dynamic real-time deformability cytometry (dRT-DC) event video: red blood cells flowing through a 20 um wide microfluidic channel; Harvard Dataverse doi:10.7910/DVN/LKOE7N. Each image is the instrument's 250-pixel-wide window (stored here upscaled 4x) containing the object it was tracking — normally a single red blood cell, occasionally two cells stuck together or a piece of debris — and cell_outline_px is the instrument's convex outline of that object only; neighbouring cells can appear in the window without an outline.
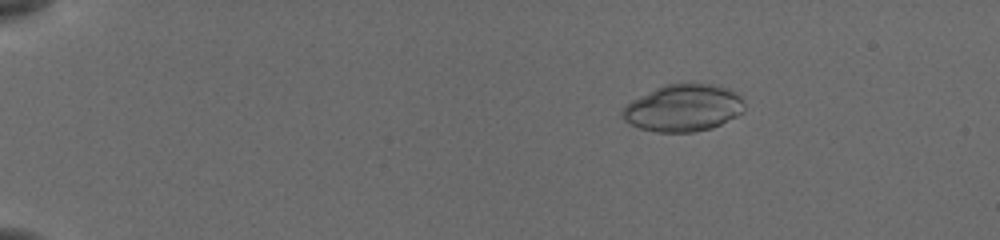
{"species": "common noctule bat (a hibernating species)", "species_latin": "Nyctalus noctula", "temperature_condition": "cold", "stored_images_in_passage": 46, "camera_frame_rate_fps": 3000, "um_per_image_px": 0.085, "animal": {"sex": "female", "body_mass_g": 19.5, "forearm_length_mm": 54.1}, "frame": {"image": 1, "passage_image": 1, "time_ms": 0.0, "image_size_px": [1000, 240], "cell_outline_px": [[744, 112], [712, 128], [692, 132], [656, 132], [640, 128], [628, 124], [620, 116], [620, 112], [632, 100], [664, 84], [712, 84], [728, 88], [736, 92], [744, 100]], "centroid_in_image_um": [58.08, 9.18], "position_along_channel_um": 26.9, "area_um2": 33.47}}